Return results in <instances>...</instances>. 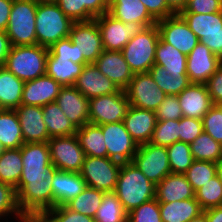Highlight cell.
<instances>
[{
    "mask_svg": "<svg viewBox=\"0 0 222 222\" xmlns=\"http://www.w3.org/2000/svg\"><path fill=\"white\" fill-rule=\"evenodd\" d=\"M58 169L54 166L43 174L21 175L17 193V203L25 217H41L53 208L52 180Z\"/></svg>",
    "mask_w": 222,
    "mask_h": 222,
    "instance_id": "obj_1",
    "label": "cell"
},
{
    "mask_svg": "<svg viewBox=\"0 0 222 222\" xmlns=\"http://www.w3.org/2000/svg\"><path fill=\"white\" fill-rule=\"evenodd\" d=\"M115 192L123 207L129 213L141 204L155 198V184L132 162L122 163Z\"/></svg>",
    "mask_w": 222,
    "mask_h": 222,
    "instance_id": "obj_2",
    "label": "cell"
},
{
    "mask_svg": "<svg viewBox=\"0 0 222 222\" xmlns=\"http://www.w3.org/2000/svg\"><path fill=\"white\" fill-rule=\"evenodd\" d=\"M73 23L54 1L38 2L35 22L37 44L49 49L60 39L69 37Z\"/></svg>",
    "mask_w": 222,
    "mask_h": 222,
    "instance_id": "obj_3",
    "label": "cell"
},
{
    "mask_svg": "<svg viewBox=\"0 0 222 222\" xmlns=\"http://www.w3.org/2000/svg\"><path fill=\"white\" fill-rule=\"evenodd\" d=\"M48 48L36 45L12 46L5 68L22 81L34 80L46 74Z\"/></svg>",
    "mask_w": 222,
    "mask_h": 222,
    "instance_id": "obj_4",
    "label": "cell"
},
{
    "mask_svg": "<svg viewBox=\"0 0 222 222\" xmlns=\"http://www.w3.org/2000/svg\"><path fill=\"white\" fill-rule=\"evenodd\" d=\"M34 0H13L8 26L5 30L12 46L36 45V11Z\"/></svg>",
    "mask_w": 222,
    "mask_h": 222,
    "instance_id": "obj_5",
    "label": "cell"
},
{
    "mask_svg": "<svg viewBox=\"0 0 222 222\" xmlns=\"http://www.w3.org/2000/svg\"><path fill=\"white\" fill-rule=\"evenodd\" d=\"M159 38V30L155 24L137 33L121 50L134 74L147 73L154 65Z\"/></svg>",
    "mask_w": 222,
    "mask_h": 222,
    "instance_id": "obj_6",
    "label": "cell"
},
{
    "mask_svg": "<svg viewBox=\"0 0 222 222\" xmlns=\"http://www.w3.org/2000/svg\"><path fill=\"white\" fill-rule=\"evenodd\" d=\"M121 164L109 157L85 156L79 173L88 187L104 192L115 191Z\"/></svg>",
    "mask_w": 222,
    "mask_h": 222,
    "instance_id": "obj_7",
    "label": "cell"
},
{
    "mask_svg": "<svg viewBox=\"0 0 222 222\" xmlns=\"http://www.w3.org/2000/svg\"><path fill=\"white\" fill-rule=\"evenodd\" d=\"M47 144L50 160L55 168L68 172L81 171L85 153L76 134L50 138Z\"/></svg>",
    "mask_w": 222,
    "mask_h": 222,
    "instance_id": "obj_8",
    "label": "cell"
},
{
    "mask_svg": "<svg viewBox=\"0 0 222 222\" xmlns=\"http://www.w3.org/2000/svg\"><path fill=\"white\" fill-rule=\"evenodd\" d=\"M130 103L125 91L89 99V123L102 125L124 120Z\"/></svg>",
    "mask_w": 222,
    "mask_h": 222,
    "instance_id": "obj_9",
    "label": "cell"
},
{
    "mask_svg": "<svg viewBox=\"0 0 222 222\" xmlns=\"http://www.w3.org/2000/svg\"><path fill=\"white\" fill-rule=\"evenodd\" d=\"M132 163L155 185L172 173L166 147L151 142L138 146Z\"/></svg>",
    "mask_w": 222,
    "mask_h": 222,
    "instance_id": "obj_10",
    "label": "cell"
},
{
    "mask_svg": "<svg viewBox=\"0 0 222 222\" xmlns=\"http://www.w3.org/2000/svg\"><path fill=\"white\" fill-rule=\"evenodd\" d=\"M69 38L79 50V64L95 63L104 51L99 26L95 19L74 22Z\"/></svg>",
    "mask_w": 222,
    "mask_h": 222,
    "instance_id": "obj_11",
    "label": "cell"
},
{
    "mask_svg": "<svg viewBox=\"0 0 222 222\" xmlns=\"http://www.w3.org/2000/svg\"><path fill=\"white\" fill-rule=\"evenodd\" d=\"M124 91L131 106L154 112L167 96L149 72L134 74Z\"/></svg>",
    "mask_w": 222,
    "mask_h": 222,
    "instance_id": "obj_12",
    "label": "cell"
},
{
    "mask_svg": "<svg viewBox=\"0 0 222 222\" xmlns=\"http://www.w3.org/2000/svg\"><path fill=\"white\" fill-rule=\"evenodd\" d=\"M104 50L121 51L129 40L145 27L139 23H123L108 12L95 18Z\"/></svg>",
    "mask_w": 222,
    "mask_h": 222,
    "instance_id": "obj_13",
    "label": "cell"
},
{
    "mask_svg": "<svg viewBox=\"0 0 222 222\" xmlns=\"http://www.w3.org/2000/svg\"><path fill=\"white\" fill-rule=\"evenodd\" d=\"M104 135L108 157L120 163L132 162L138 144L132 139L123 121L99 125Z\"/></svg>",
    "mask_w": 222,
    "mask_h": 222,
    "instance_id": "obj_14",
    "label": "cell"
},
{
    "mask_svg": "<svg viewBox=\"0 0 222 222\" xmlns=\"http://www.w3.org/2000/svg\"><path fill=\"white\" fill-rule=\"evenodd\" d=\"M160 38L186 56L199 43L197 36L179 14L159 20L156 23Z\"/></svg>",
    "mask_w": 222,
    "mask_h": 222,
    "instance_id": "obj_15",
    "label": "cell"
},
{
    "mask_svg": "<svg viewBox=\"0 0 222 222\" xmlns=\"http://www.w3.org/2000/svg\"><path fill=\"white\" fill-rule=\"evenodd\" d=\"M222 59L208 47L198 43L187 56V75L191 83L205 84L217 71Z\"/></svg>",
    "mask_w": 222,
    "mask_h": 222,
    "instance_id": "obj_16",
    "label": "cell"
},
{
    "mask_svg": "<svg viewBox=\"0 0 222 222\" xmlns=\"http://www.w3.org/2000/svg\"><path fill=\"white\" fill-rule=\"evenodd\" d=\"M24 143L47 142L50 137L43 120V107L20 105L15 109Z\"/></svg>",
    "mask_w": 222,
    "mask_h": 222,
    "instance_id": "obj_17",
    "label": "cell"
},
{
    "mask_svg": "<svg viewBox=\"0 0 222 222\" xmlns=\"http://www.w3.org/2000/svg\"><path fill=\"white\" fill-rule=\"evenodd\" d=\"M56 103L76 128L89 123V99L75 86L62 87Z\"/></svg>",
    "mask_w": 222,
    "mask_h": 222,
    "instance_id": "obj_18",
    "label": "cell"
},
{
    "mask_svg": "<svg viewBox=\"0 0 222 222\" xmlns=\"http://www.w3.org/2000/svg\"><path fill=\"white\" fill-rule=\"evenodd\" d=\"M183 117L202 120L213 106L206 84L190 83L177 95Z\"/></svg>",
    "mask_w": 222,
    "mask_h": 222,
    "instance_id": "obj_19",
    "label": "cell"
},
{
    "mask_svg": "<svg viewBox=\"0 0 222 222\" xmlns=\"http://www.w3.org/2000/svg\"><path fill=\"white\" fill-rule=\"evenodd\" d=\"M94 64L122 90L128 86L134 75L121 51L104 50Z\"/></svg>",
    "mask_w": 222,
    "mask_h": 222,
    "instance_id": "obj_20",
    "label": "cell"
},
{
    "mask_svg": "<svg viewBox=\"0 0 222 222\" xmlns=\"http://www.w3.org/2000/svg\"><path fill=\"white\" fill-rule=\"evenodd\" d=\"M62 86L46 74L24 83L21 105L45 106L55 102Z\"/></svg>",
    "mask_w": 222,
    "mask_h": 222,
    "instance_id": "obj_21",
    "label": "cell"
},
{
    "mask_svg": "<svg viewBox=\"0 0 222 222\" xmlns=\"http://www.w3.org/2000/svg\"><path fill=\"white\" fill-rule=\"evenodd\" d=\"M74 86L88 99L120 90L94 63L85 64Z\"/></svg>",
    "mask_w": 222,
    "mask_h": 222,
    "instance_id": "obj_22",
    "label": "cell"
},
{
    "mask_svg": "<svg viewBox=\"0 0 222 222\" xmlns=\"http://www.w3.org/2000/svg\"><path fill=\"white\" fill-rule=\"evenodd\" d=\"M123 122L130 136L139 146L151 141L157 119L154 111L130 105Z\"/></svg>",
    "mask_w": 222,
    "mask_h": 222,
    "instance_id": "obj_23",
    "label": "cell"
},
{
    "mask_svg": "<svg viewBox=\"0 0 222 222\" xmlns=\"http://www.w3.org/2000/svg\"><path fill=\"white\" fill-rule=\"evenodd\" d=\"M86 186L80 173L57 170L52 180L53 208L65 205L77 197Z\"/></svg>",
    "mask_w": 222,
    "mask_h": 222,
    "instance_id": "obj_24",
    "label": "cell"
},
{
    "mask_svg": "<svg viewBox=\"0 0 222 222\" xmlns=\"http://www.w3.org/2000/svg\"><path fill=\"white\" fill-rule=\"evenodd\" d=\"M195 198V192L185 174L170 173L155 185V199L168 203Z\"/></svg>",
    "mask_w": 222,
    "mask_h": 222,
    "instance_id": "obj_25",
    "label": "cell"
},
{
    "mask_svg": "<svg viewBox=\"0 0 222 222\" xmlns=\"http://www.w3.org/2000/svg\"><path fill=\"white\" fill-rule=\"evenodd\" d=\"M73 22L90 21L108 12L109 0H55Z\"/></svg>",
    "mask_w": 222,
    "mask_h": 222,
    "instance_id": "obj_26",
    "label": "cell"
},
{
    "mask_svg": "<svg viewBox=\"0 0 222 222\" xmlns=\"http://www.w3.org/2000/svg\"><path fill=\"white\" fill-rule=\"evenodd\" d=\"M108 13L123 23H139L145 28L157 23L140 0H109Z\"/></svg>",
    "mask_w": 222,
    "mask_h": 222,
    "instance_id": "obj_27",
    "label": "cell"
},
{
    "mask_svg": "<svg viewBox=\"0 0 222 222\" xmlns=\"http://www.w3.org/2000/svg\"><path fill=\"white\" fill-rule=\"evenodd\" d=\"M20 149L22 175L43 174L53 167L47 142L24 143Z\"/></svg>",
    "mask_w": 222,
    "mask_h": 222,
    "instance_id": "obj_28",
    "label": "cell"
},
{
    "mask_svg": "<svg viewBox=\"0 0 222 222\" xmlns=\"http://www.w3.org/2000/svg\"><path fill=\"white\" fill-rule=\"evenodd\" d=\"M162 222H189L203 213L196 198L159 203Z\"/></svg>",
    "mask_w": 222,
    "mask_h": 222,
    "instance_id": "obj_29",
    "label": "cell"
},
{
    "mask_svg": "<svg viewBox=\"0 0 222 222\" xmlns=\"http://www.w3.org/2000/svg\"><path fill=\"white\" fill-rule=\"evenodd\" d=\"M85 64H77L65 58H53L49 53L46 61V75L62 87L74 86Z\"/></svg>",
    "mask_w": 222,
    "mask_h": 222,
    "instance_id": "obj_30",
    "label": "cell"
},
{
    "mask_svg": "<svg viewBox=\"0 0 222 222\" xmlns=\"http://www.w3.org/2000/svg\"><path fill=\"white\" fill-rule=\"evenodd\" d=\"M24 81L0 67V109L15 110L21 105Z\"/></svg>",
    "mask_w": 222,
    "mask_h": 222,
    "instance_id": "obj_31",
    "label": "cell"
},
{
    "mask_svg": "<svg viewBox=\"0 0 222 222\" xmlns=\"http://www.w3.org/2000/svg\"><path fill=\"white\" fill-rule=\"evenodd\" d=\"M76 136L85 156L108 157L104 135L99 125L86 123L77 128Z\"/></svg>",
    "mask_w": 222,
    "mask_h": 222,
    "instance_id": "obj_32",
    "label": "cell"
},
{
    "mask_svg": "<svg viewBox=\"0 0 222 222\" xmlns=\"http://www.w3.org/2000/svg\"><path fill=\"white\" fill-rule=\"evenodd\" d=\"M43 120L50 138L76 134L77 128L55 102L43 106Z\"/></svg>",
    "mask_w": 222,
    "mask_h": 222,
    "instance_id": "obj_33",
    "label": "cell"
},
{
    "mask_svg": "<svg viewBox=\"0 0 222 222\" xmlns=\"http://www.w3.org/2000/svg\"><path fill=\"white\" fill-rule=\"evenodd\" d=\"M0 143L5 149L20 148L24 144L21 126L15 110H0Z\"/></svg>",
    "mask_w": 222,
    "mask_h": 222,
    "instance_id": "obj_34",
    "label": "cell"
},
{
    "mask_svg": "<svg viewBox=\"0 0 222 222\" xmlns=\"http://www.w3.org/2000/svg\"><path fill=\"white\" fill-rule=\"evenodd\" d=\"M149 73L167 95L177 96L191 83L187 74H180V71H167L156 64L150 68Z\"/></svg>",
    "mask_w": 222,
    "mask_h": 222,
    "instance_id": "obj_35",
    "label": "cell"
},
{
    "mask_svg": "<svg viewBox=\"0 0 222 222\" xmlns=\"http://www.w3.org/2000/svg\"><path fill=\"white\" fill-rule=\"evenodd\" d=\"M22 163L20 148L5 149L0 154V182L16 188L22 175Z\"/></svg>",
    "mask_w": 222,
    "mask_h": 222,
    "instance_id": "obj_36",
    "label": "cell"
},
{
    "mask_svg": "<svg viewBox=\"0 0 222 222\" xmlns=\"http://www.w3.org/2000/svg\"><path fill=\"white\" fill-rule=\"evenodd\" d=\"M154 64L167 71H180V74H187V56L161 38L156 47Z\"/></svg>",
    "mask_w": 222,
    "mask_h": 222,
    "instance_id": "obj_37",
    "label": "cell"
},
{
    "mask_svg": "<svg viewBox=\"0 0 222 222\" xmlns=\"http://www.w3.org/2000/svg\"><path fill=\"white\" fill-rule=\"evenodd\" d=\"M200 40L204 34L218 33L222 28V11L212 14L179 13Z\"/></svg>",
    "mask_w": 222,
    "mask_h": 222,
    "instance_id": "obj_38",
    "label": "cell"
},
{
    "mask_svg": "<svg viewBox=\"0 0 222 222\" xmlns=\"http://www.w3.org/2000/svg\"><path fill=\"white\" fill-rule=\"evenodd\" d=\"M95 222H127L128 212L115 191L105 192L101 205L94 216Z\"/></svg>",
    "mask_w": 222,
    "mask_h": 222,
    "instance_id": "obj_39",
    "label": "cell"
},
{
    "mask_svg": "<svg viewBox=\"0 0 222 222\" xmlns=\"http://www.w3.org/2000/svg\"><path fill=\"white\" fill-rule=\"evenodd\" d=\"M190 150L196 161H210L217 163L222 159V145L203 131L192 143Z\"/></svg>",
    "mask_w": 222,
    "mask_h": 222,
    "instance_id": "obj_40",
    "label": "cell"
},
{
    "mask_svg": "<svg viewBox=\"0 0 222 222\" xmlns=\"http://www.w3.org/2000/svg\"><path fill=\"white\" fill-rule=\"evenodd\" d=\"M104 193L102 190L86 186L77 197L71 199L65 206L74 212L94 218L101 205Z\"/></svg>",
    "mask_w": 222,
    "mask_h": 222,
    "instance_id": "obj_41",
    "label": "cell"
},
{
    "mask_svg": "<svg viewBox=\"0 0 222 222\" xmlns=\"http://www.w3.org/2000/svg\"><path fill=\"white\" fill-rule=\"evenodd\" d=\"M9 218L22 222L26 217L18 207L15 188L7 183L0 182V220L8 222Z\"/></svg>",
    "mask_w": 222,
    "mask_h": 222,
    "instance_id": "obj_42",
    "label": "cell"
},
{
    "mask_svg": "<svg viewBox=\"0 0 222 222\" xmlns=\"http://www.w3.org/2000/svg\"><path fill=\"white\" fill-rule=\"evenodd\" d=\"M169 158V167L174 174H185L194 161L190 144L177 141L166 147Z\"/></svg>",
    "mask_w": 222,
    "mask_h": 222,
    "instance_id": "obj_43",
    "label": "cell"
},
{
    "mask_svg": "<svg viewBox=\"0 0 222 222\" xmlns=\"http://www.w3.org/2000/svg\"><path fill=\"white\" fill-rule=\"evenodd\" d=\"M195 198L203 211L222 206V183L218 176L211 178L199 188L195 192Z\"/></svg>",
    "mask_w": 222,
    "mask_h": 222,
    "instance_id": "obj_44",
    "label": "cell"
},
{
    "mask_svg": "<svg viewBox=\"0 0 222 222\" xmlns=\"http://www.w3.org/2000/svg\"><path fill=\"white\" fill-rule=\"evenodd\" d=\"M185 176L194 192H196L204 184L209 182L211 178L216 176V163L194 160L185 173Z\"/></svg>",
    "mask_w": 222,
    "mask_h": 222,
    "instance_id": "obj_45",
    "label": "cell"
},
{
    "mask_svg": "<svg viewBox=\"0 0 222 222\" xmlns=\"http://www.w3.org/2000/svg\"><path fill=\"white\" fill-rule=\"evenodd\" d=\"M177 141H180L179 120L157 121L150 142L168 147Z\"/></svg>",
    "mask_w": 222,
    "mask_h": 222,
    "instance_id": "obj_46",
    "label": "cell"
},
{
    "mask_svg": "<svg viewBox=\"0 0 222 222\" xmlns=\"http://www.w3.org/2000/svg\"><path fill=\"white\" fill-rule=\"evenodd\" d=\"M41 218L45 222H95L93 217L74 212L65 205L48 209Z\"/></svg>",
    "mask_w": 222,
    "mask_h": 222,
    "instance_id": "obj_47",
    "label": "cell"
},
{
    "mask_svg": "<svg viewBox=\"0 0 222 222\" xmlns=\"http://www.w3.org/2000/svg\"><path fill=\"white\" fill-rule=\"evenodd\" d=\"M127 222H162L159 202L154 198L128 213Z\"/></svg>",
    "mask_w": 222,
    "mask_h": 222,
    "instance_id": "obj_48",
    "label": "cell"
},
{
    "mask_svg": "<svg viewBox=\"0 0 222 222\" xmlns=\"http://www.w3.org/2000/svg\"><path fill=\"white\" fill-rule=\"evenodd\" d=\"M203 131L222 145V108L213 105L203 116Z\"/></svg>",
    "mask_w": 222,
    "mask_h": 222,
    "instance_id": "obj_49",
    "label": "cell"
},
{
    "mask_svg": "<svg viewBox=\"0 0 222 222\" xmlns=\"http://www.w3.org/2000/svg\"><path fill=\"white\" fill-rule=\"evenodd\" d=\"M157 121L179 120L183 117L178 97L167 95L155 111Z\"/></svg>",
    "mask_w": 222,
    "mask_h": 222,
    "instance_id": "obj_50",
    "label": "cell"
},
{
    "mask_svg": "<svg viewBox=\"0 0 222 222\" xmlns=\"http://www.w3.org/2000/svg\"><path fill=\"white\" fill-rule=\"evenodd\" d=\"M48 53L53 58H65L68 61L79 64V50L76 44H73L69 37L60 39L54 43L49 49Z\"/></svg>",
    "mask_w": 222,
    "mask_h": 222,
    "instance_id": "obj_51",
    "label": "cell"
},
{
    "mask_svg": "<svg viewBox=\"0 0 222 222\" xmlns=\"http://www.w3.org/2000/svg\"><path fill=\"white\" fill-rule=\"evenodd\" d=\"M203 132L202 120L182 117L179 119L180 141L192 143Z\"/></svg>",
    "mask_w": 222,
    "mask_h": 222,
    "instance_id": "obj_52",
    "label": "cell"
},
{
    "mask_svg": "<svg viewBox=\"0 0 222 222\" xmlns=\"http://www.w3.org/2000/svg\"><path fill=\"white\" fill-rule=\"evenodd\" d=\"M221 12L220 0H188L180 13L212 14Z\"/></svg>",
    "mask_w": 222,
    "mask_h": 222,
    "instance_id": "obj_53",
    "label": "cell"
},
{
    "mask_svg": "<svg viewBox=\"0 0 222 222\" xmlns=\"http://www.w3.org/2000/svg\"><path fill=\"white\" fill-rule=\"evenodd\" d=\"M213 105L222 104V63L205 83Z\"/></svg>",
    "mask_w": 222,
    "mask_h": 222,
    "instance_id": "obj_54",
    "label": "cell"
},
{
    "mask_svg": "<svg viewBox=\"0 0 222 222\" xmlns=\"http://www.w3.org/2000/svg\"><path fill=\"white\" fill-rule=\"evenodd\" d=\"M149 14L156 20L173 16L175 13L167 6L166 0H140Z\"/></svg>",
    "mask_w": 222,
    "mask_h": 222,
    "instance_id": "obj_55",
    "label": "cell"
},
{
    "mask_svg": "<svg viewBox=\"0 0 222 222\" xmlns=\"http://www.w3.org/2000/svg\"><path fill=\"white\" fill-rule=\"evenodd\" d=\"M199 42L222 59V28L218 33L204 34V37H202Z\"/></svg>",
    "mask_w": 222,
    "mask_h": 222,
    "instance_id": "obj_56",
    "label": "cell"
},
{
    "mask_svg": "<svg viewBox=\"0 0 222 222\" xmlns=\"http://www.w3.org/2000/svg\"><path fill=\"white\" fill-rule=\"evenodd\" d=\"M12 5L13 0H0V31H5L8 26Z\"/></svg>",
    "mask_w": 222,
    "mask_h": 222,
    "instance_id": "obj_57",
    "label": "cell"
},
{
    "mask_svg": "<svg viewBox=\"0 0 222 222\" xmlns=\"http://www.w3.org/2000/svg\"><path fill=\"white\" fill-rule=\"evenodd\" d=\"M12 48L11 41L5 31H0V67H4L7 56Z\"/></svg>",
    "mask_w": 222,
    "mask_h": 222,
    "instance_id": "obj_58",
    "label": "cell"
},
{
    "mask_svg": "<svg viewBox=\"0 0 222 222\" xmlns=\"http://www.w3.org/2000/svg\"><path fill=\"white\" fill-rule=\"evenodd\" d=\"M207 222H222V206L203 211Z\"/></svg>",
    "mask_w": 222,
    "mask_h": 222,
    "instance_id": "obj_59",
    "label": "cell"
},
{
    "mask_svg": "<svg viewBox=\"0 0 222 222\" xmlns=\"http://www.w3.org/2000/svg\"><path fill=\"white\" fill-rule=\"evenodd\" d=\"M187 1L188 0H166V3L175 14H179L185 9Z\"/></svg>",
    "mask_w": 222,
    "mask_h": 222,
    "instance_id": "obj_60",
    "label": "cell"
},
{
    "mask_svg": "<svg viewBox=\"0 0 222 222\" xmlns=\"http://www.w3.org/2000/svg\"><path fill=\"white\" fill-rule=\"evenodd\" d=\"M216 175L222 183V159L216 163Z\"/></svg>",
    "mask_w": 222,
    "mask_h": 222,
    "instance_id": "obj_61",
    "label": "cell"
},
{
    "mask_svg": "<svg viewBox=\"0 0 222 222\" xmlns=\"http://www.w3.org/2000/svg\"><path fill=\"white\" fill-rule=\"evenodd\" d=\"M189 222H207L206 221V215L203 212L202 214H200L198 217L191 219Z\"/></svg>",
    "mask_w": 222,
    "mask_h": 222,
    "instance_id": "obj_62",
    "label": "cell"
},
{
    "mask_svg": "<svg viewBox=\"0 0 222 222\" xmlns=\"http://www.w3.org/2000/svg\"><path fill=\"white\" fill-rule=\"evenodd\" d=\"M22 222H45L41 217H26Z\"/></svg>",
    "mask_w": 222,
    "mask_h": 222,
    "instance_id": "obj_63",
    "label": "cell"
},
{
    "mask_svg": "<svg viewBox=\"0 0 222 222\" xmlns=\"http://www.w3.org/2000/svg\"><path fill=\"white\" fill-rule=\"evenodd\" d=\"M5 150V147L0 143V154Z\"/></svg>",
    "mask_w": 222,
    "mask_h": 222,
    "instance_id": "obj_64",
    "label": "cell"
},
{
    "mask_svg": "<svg viewBox=\"0 0 222 222\" xmlns=\"http://www.w3.org/2000/svg\"><path fill=\"white\" fill-rule=\"evenodd\" d=\"M34 1H37V2H46V1H55V0H34Z\"/></svg>",
    "mask_w": 222,
    "mask_h": 222,
    "instance_id": "obj_65",
    "label": "cell"
}]
</instances>
